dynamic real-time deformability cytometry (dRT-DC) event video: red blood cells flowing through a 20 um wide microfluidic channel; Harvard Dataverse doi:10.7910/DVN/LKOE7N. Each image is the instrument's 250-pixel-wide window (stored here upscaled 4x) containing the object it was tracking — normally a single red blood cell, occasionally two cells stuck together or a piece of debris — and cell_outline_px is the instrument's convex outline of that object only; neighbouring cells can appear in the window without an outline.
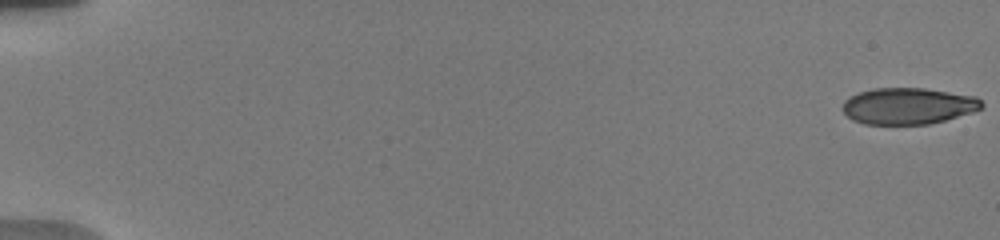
{"species": "human", "species_latin": "Homo sapiens", "temperature_condition": "warm", "stored_images_in_passage": 66, "camera_frame_rate_fps": 3000, "um_per_image_px": 0.085, "donor": {"sex": "male"}, "frame": {"image": 1, "passage_image": 1, "time_ms": 0.0, "image_size_px": [1000, 240], "cell_outline_px": [[984, 104], [980, 108], [972, 112], [944, 120], [928, 124], [864, 124], [852, 120], [840, 108], [844, 100], [860, 92], [872, 88], [924, 88], [976, 96]], "centroid_in_image_um": [77.16, 9.0], "position_along_channel_um": 7.8, "area_um2": 29.48}}
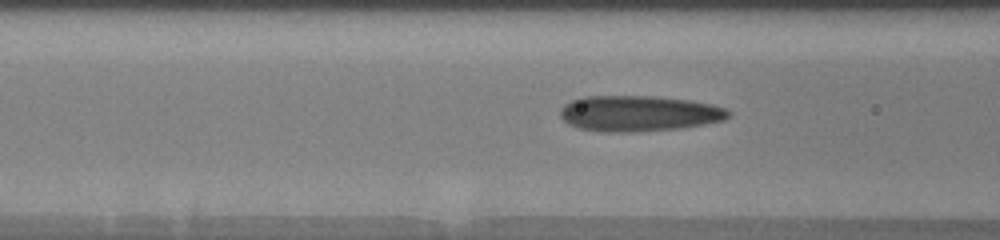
{"frame": {"image": 2, "passage_image": 33, "time_ms": 7.667, "image_size_px": [1000, 240], "cell_outline_px": [[732, 116], [724, 120], [704, 124], [680, 128], [632, 132], [604, 132], [580, 128], [568, 124], [560, 116], [560, 108], [564, 104], [572, 100], [584, 96], [652, 96], [692, 100], [712, 104], [724, 108], [732, 112]], "centroid_in_image_um": [54.32, 9.64], "position_along_channel_um": 112.3, "area_um2": 35.26}}
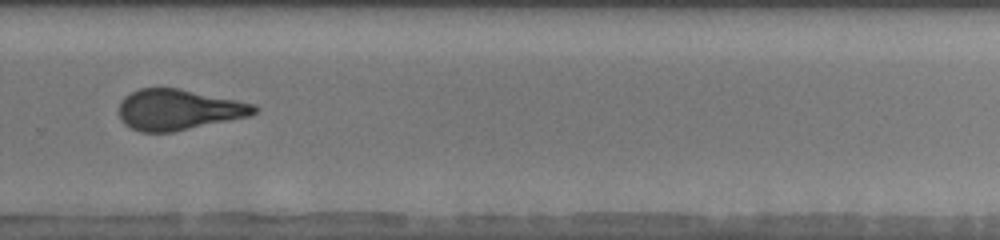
{"frame": {"image": 3, "passage_image": 53, "time_ms": 13.0, "image_size_px": [1000, 240], "cell_outline_px": [[260, 108], [252, 116], [172, 132], [140, 132], [124, 124], [120, 120], [120, 100], [124, 96], [140, 88], [180, 88], [256, 104]], "centroid_in_image_um": [15.21, 9.32], "position_along_channel_um": 314.6, "area_um2": 32.31}, "authors_computed_cell_mechanics": {"area_um2": 32.0212, "velocity_mm_per_s": 3.8053, "shape_relaxation_time_tau1_ms": 10.7431, "shape_relaxation_time_tau2_ms": 1.3648, "deformation_change_tau1": 0.2687, "deformation_change_tau2": 0.094}}